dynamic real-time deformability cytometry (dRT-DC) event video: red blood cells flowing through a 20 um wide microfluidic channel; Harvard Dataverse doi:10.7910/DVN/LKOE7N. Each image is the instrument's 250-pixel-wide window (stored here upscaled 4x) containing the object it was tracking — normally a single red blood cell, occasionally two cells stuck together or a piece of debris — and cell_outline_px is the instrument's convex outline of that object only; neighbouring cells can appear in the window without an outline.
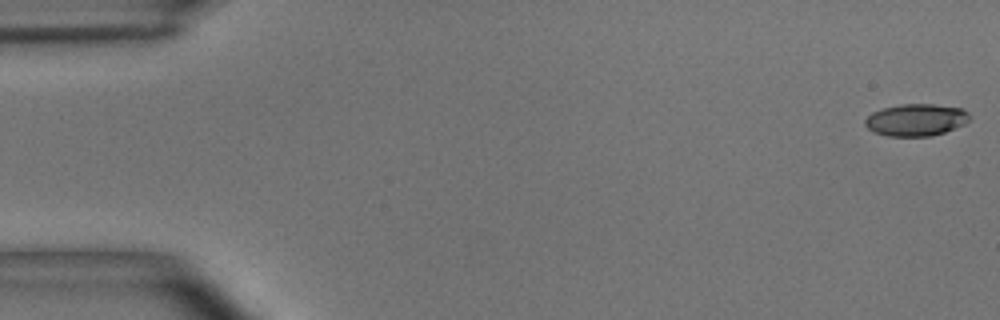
{"species": "common noctule bat (a hibernating species)", "species_latin": "Nyctalus noctula", "temperature_condition": "room temperature", "stored_images_in_passage": 54, "camera_frame_rate_fps": 3000, "um_per_image_px": 0.085, "animal": {"sex": "male", "body_mass_g": 15.6}, "frame": {"image": 1, "passage_image": 1, "time_ms": 0.0, "image_size_px": [1000, 320], "cell_outline_px": [[972, 116], [964, 124], [944, 132], [932, 136], [888, 136], [876, 132], [868, 128], [864, 124], [864, 120], [872, 112], [884, 108], [900, 104], [932, 104], [964, 108]], "centroid_in_image_um": [77.89, 10.18], "position_along_channel_um": 7.1, "area_um2": 19.54}}
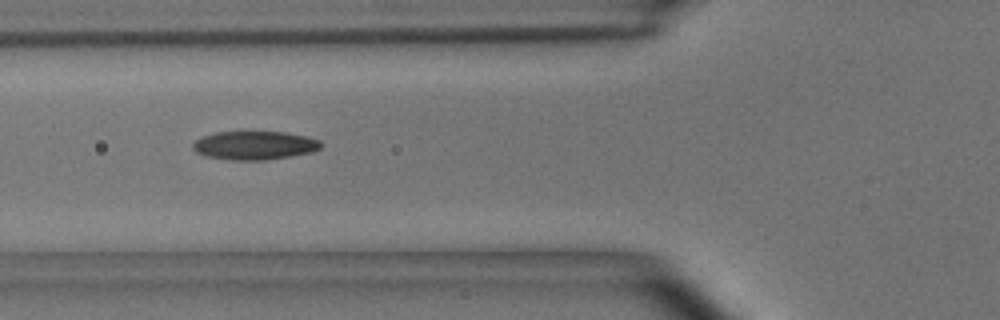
{"frame": {"image": 2, "passage_image": 20, "time_ms": 6.333, "image_size_px": [1000, 320], "cell_outline_px": [[324, 144], [320, 148], [312, 152], [268, 160], [232, 160], [208, 156], [196, 152], [192, 148], [192, 144], [196, 140], [204, 136], [216, 132], [284, 132], [308, 136], [320, 140]], "centroid_in_image_um": [21.68, 12.35], "position_along_channel_um": 104.1, "area_um2": 21.33}}
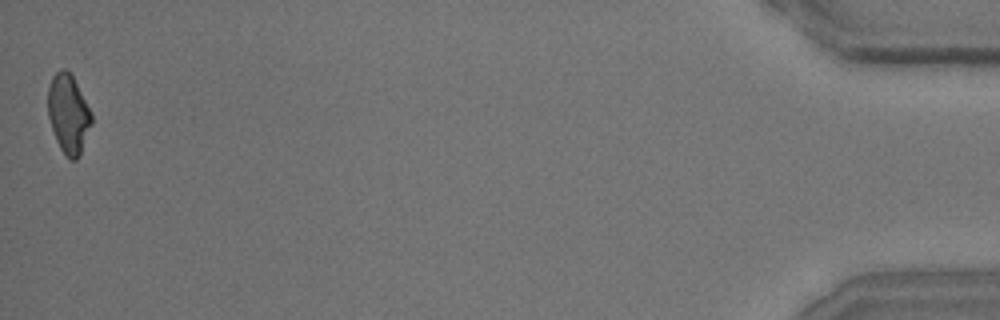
{"frame": {"image": 3, "passage_image": 54, "time_ms": 17.667, "image_size_px": [1000, 320], "cell_outline_px": [[92, 124], [80, 156], [76, 160], [68, 160], [60, 148], [56, 140], [48, 116], [48, 88], [52, 76], [60, 68], [64, 68], [72, 76], [92, 112]], "centroid_in_image_um": [5.82, 9.71], "position_along_channel_um": 429.4, "area_um2": 20.17}, "authors_computed_cell_mechanics": {"area_um2": 20.6057, "velocity_mm_per_s": 3.6842, "shape_relaxation_time_tau1_ms": 4.6535, "shape_relaxation_time_tau2_ms": 2.6376, "deformation_change_tau1": 0.1605, "deformation_change_tau2": 0.0926}}